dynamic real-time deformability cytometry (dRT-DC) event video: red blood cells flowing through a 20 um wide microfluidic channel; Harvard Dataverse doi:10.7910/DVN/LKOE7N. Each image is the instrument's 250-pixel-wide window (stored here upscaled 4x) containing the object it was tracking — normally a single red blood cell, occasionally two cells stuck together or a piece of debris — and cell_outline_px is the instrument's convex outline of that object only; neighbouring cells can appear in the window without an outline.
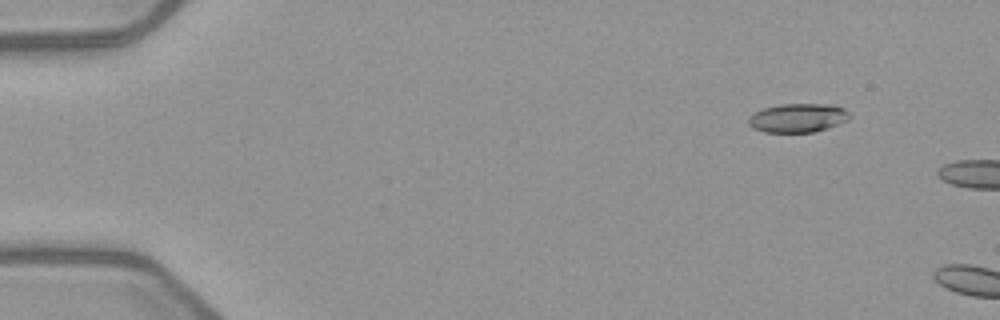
{"species": "common noctule bat (a hibernating species)", "species_latin": "Nyctalus noctula", "temperature_condition": "warm", "stored_images_in_passage": 3, "camera_frame_rate_fps": 3000, "um_per_image_px": 0.085, "animal": {"sex": "female", "body_mass_g": 21.9}, "frame": {"image": 1, "passage_image": 2, "time_ms": 1.0, "image_size_px": [1000, 320], "cell_outline_px": [[852, 116], [848, 120], [828, 128], [812, 132], [764, 132], [752, 128], [748, 124], [748, 116], [764, 108], [780, 104], [836, 104], [844, 108]], "centroid_in_image_um": [67.84, 10.01], "position_along_channel_um": 17.2, "area_um2": 17.17}}